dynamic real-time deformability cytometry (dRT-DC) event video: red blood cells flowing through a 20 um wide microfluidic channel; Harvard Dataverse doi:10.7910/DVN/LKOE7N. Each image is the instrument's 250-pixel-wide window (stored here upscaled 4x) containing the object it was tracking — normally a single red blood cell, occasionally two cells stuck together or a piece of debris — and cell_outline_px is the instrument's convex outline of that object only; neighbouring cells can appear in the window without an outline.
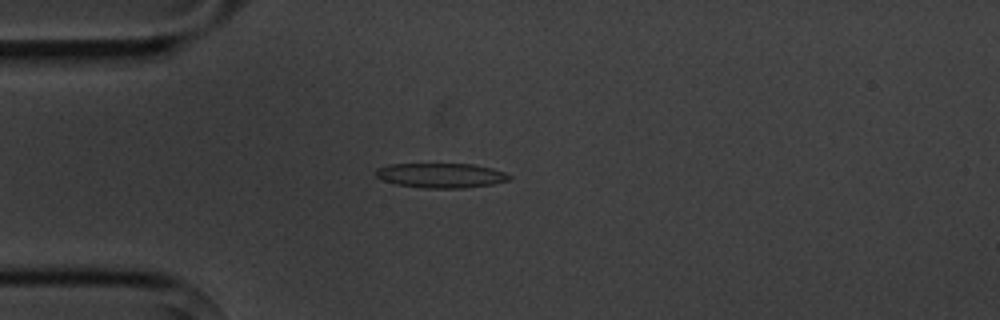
{"species": "common noctule bat (a hibernating species)", "species_latin": "Nyctalus noctula", "temperature_condition": "cold", "stored_images_in_passage": 4, "camera_frame_rate_fps": 3000, "um_per_image_px": 0.085, "animal": {"sex": "male", "body_mass_g": 20.1, "forearm_length_mm": 53.5}, "frame": {"image": 1, "passage_image": 4, "time_ms": 3.333, "image_size_px": [1000, 320], "cell_outline_px": [[512, 176], [508, 180], [492, 184], [464, 188], [424, 188], [396, 184], [384, 180], [376, 176], [376, 168], [388, 164], [472, 164], [492, 168], [504, 172]], "centroid_in_image_um": [37.48, 14.91], "position_along_channel_um": 47.5, "area_um2": 19.13}}